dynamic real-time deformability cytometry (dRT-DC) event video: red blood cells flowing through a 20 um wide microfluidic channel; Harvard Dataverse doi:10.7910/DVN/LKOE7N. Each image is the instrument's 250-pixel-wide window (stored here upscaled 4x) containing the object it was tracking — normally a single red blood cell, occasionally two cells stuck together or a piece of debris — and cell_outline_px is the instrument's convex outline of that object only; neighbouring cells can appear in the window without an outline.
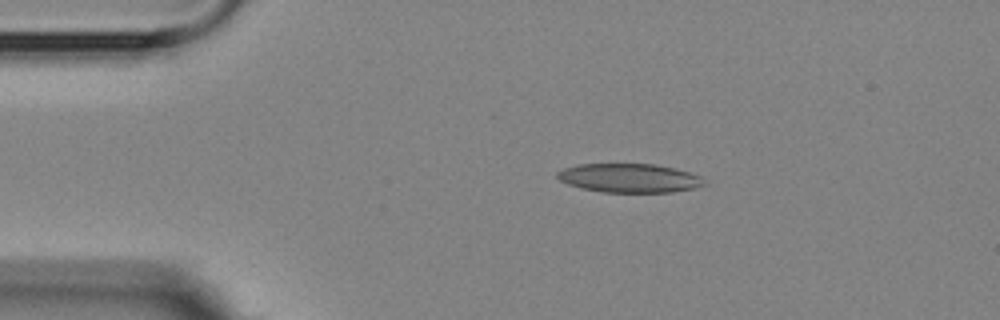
{"species": "Egyptian fruit bat (a non-hibernating species)", "species_latin": "Rousettus aegyptiacus", "temperature_condition": "room temperature", "stored_images_in_passage": 4, "camera_frame_rate_fps": 3000, "um_per_image_px": 0.085, "animal": {"sex": "female"}, "frame": {"image": 1, "passage_image": 3, "time_ms": 2.333, "image_size_px": [1000, 320], "cell_outline_px": [[708, 184], [692, 188], [672, 192], [604, 192], [580, 188], [568, 184], [560, 180], [556, 176], [556, 172], [564, 168], [576, 164], [656, 164], [676, 168], [700, 176]], "centroid_in_image_um": [53.48, 15.13], "position_along_channel_um": 31.5, "area_um2": 24.8}}